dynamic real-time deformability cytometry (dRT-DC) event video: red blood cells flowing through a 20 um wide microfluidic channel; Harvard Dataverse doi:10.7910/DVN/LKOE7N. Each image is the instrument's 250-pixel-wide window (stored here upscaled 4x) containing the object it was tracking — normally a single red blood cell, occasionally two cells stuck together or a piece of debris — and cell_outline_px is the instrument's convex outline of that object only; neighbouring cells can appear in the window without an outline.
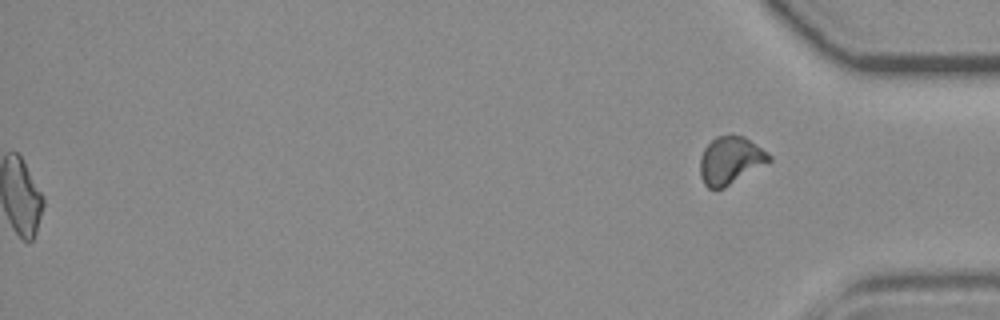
{"species": "common noctule bat (a hibernating species)", "species_latin": "Nyctalus noctula", "temperature_condition": "room temperature", "stored_images_in_passage": 54, "segment_of_instrument_passage": [2, 2], "camera_frame_rate_fps": 3000, "um_per_image_px": 0.085, "animal": {"sex": "female", "body_mass_g": 19.3, "forearm_length_mm": 54.1}, "frame": {"image": 1, "passage_image": 54, "time_ms": 17.667, "image_size_px": [1000, 320], "cell_outline_px": [[772, 160], [724, 188], [708, 188], [704, 184], [700, 176], [700, 156], [704, 148], [716, 136], [732, 132], [744, 136], [768, 152], [772, 156]], "centroid_in_image_um": [62.08, 13.59], "position_along_channel_um": 373.1, "area_um2": 19.42}}